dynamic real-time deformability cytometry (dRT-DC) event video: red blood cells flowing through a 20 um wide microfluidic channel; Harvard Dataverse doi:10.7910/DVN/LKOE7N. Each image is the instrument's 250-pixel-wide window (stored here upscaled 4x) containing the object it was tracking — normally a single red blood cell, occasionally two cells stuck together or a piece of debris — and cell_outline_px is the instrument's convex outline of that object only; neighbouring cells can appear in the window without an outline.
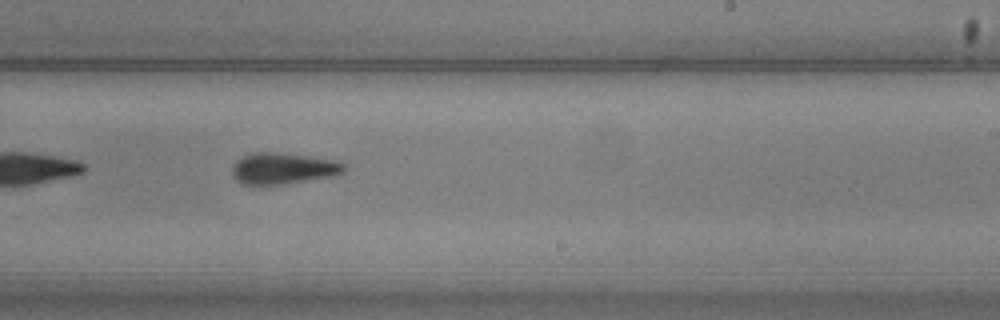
{"species": "common noctule bat (a hibernating species)", "species_latin": "Nyctalus noctula", "temperature_condition": "warm", "stored_images_in_passage": 39, "camera_frame_rate_fps": 3000, "um_per_image_px": 0.085, "animal": {"sex": "male", "body_mass_g": 20.5, "forearm_length_mm": 52.5}, "frame": {"image": 1, "passage_image": 17, "time_ms": 5.333, "image_size_px": [1000, 320], "cell_outline_px": [[348, 168], [344, 172], [336, 176], [288, 184], [244, 184], [236, 180], [232, 176], [232, 168], [236, 160], [252, 152], [272, 152], [340, 160]], "centroid_in_image_um": [24.13, 14.32], "position_along_channel_um": 264.9, "area_um2": 20.69}}
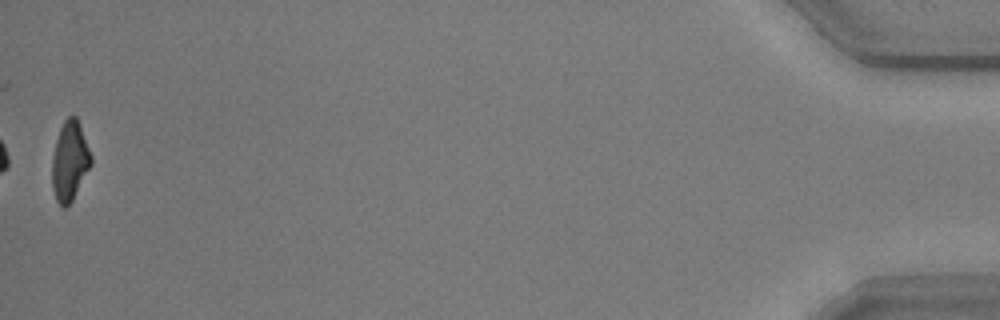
{"frame": {"image": 2, "passage_image": 39, "time_ms": 12.667, "image_size_px": [1000, 320], "cell_outline_px": [[92, 164], [72, 200], [64, 208], [60, 208], [56, 200], [52, 188], [52, 156], [56, 140], [60, 128], [64, 120], [68, 116], [76, 116], [80, 124], [92, 156]], "centroid_in_image_um": [5.92, 13.69], "position_along_channel_um": 429.3, "area_um2": 18.15}}